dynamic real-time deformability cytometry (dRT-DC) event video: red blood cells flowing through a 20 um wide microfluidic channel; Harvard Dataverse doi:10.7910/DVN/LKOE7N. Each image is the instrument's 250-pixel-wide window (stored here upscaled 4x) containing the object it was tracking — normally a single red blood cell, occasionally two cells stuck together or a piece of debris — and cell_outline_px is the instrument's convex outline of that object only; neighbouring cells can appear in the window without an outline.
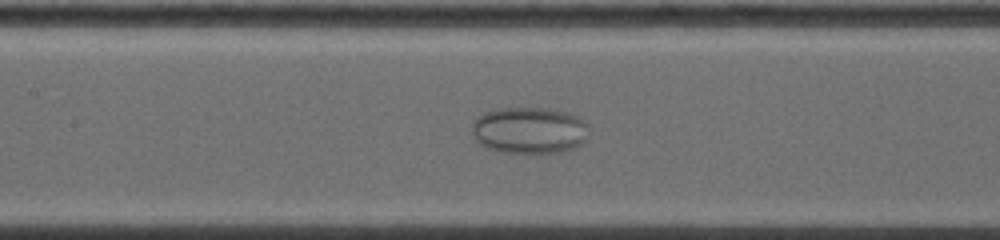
{"species": "common noctule bat (a hibernating species)", "species_latin": "Nyctalus noctula", "temperature_condition": "warm", "stored_images_in_passage": 23, "camera_frame_rate_fps": 5000, "um_per_image_px": 0.085, "animal": {"sex": "female", "body_mass_g": 19.0, "forearm_length_mm": 53.3}, "frame": {"image": 1, "passage_image": 17, "time_ms": 4.6, "image_size_px": [1000, 240], "cell_outline_px": [[588, 124], [584, 140], [580, 144], [572, 148], [556, 152], [504, 152], [488, 148], [480, 144], [476, 140], [472, 132], [472, 124], [484, 112], [504, 108], [552, 108], [568, 112], [584, 120]], "centroid_in_image_um": [44.99, 11.06], "position_along_channel_um": 162.4, "area_um2": 31.39}}